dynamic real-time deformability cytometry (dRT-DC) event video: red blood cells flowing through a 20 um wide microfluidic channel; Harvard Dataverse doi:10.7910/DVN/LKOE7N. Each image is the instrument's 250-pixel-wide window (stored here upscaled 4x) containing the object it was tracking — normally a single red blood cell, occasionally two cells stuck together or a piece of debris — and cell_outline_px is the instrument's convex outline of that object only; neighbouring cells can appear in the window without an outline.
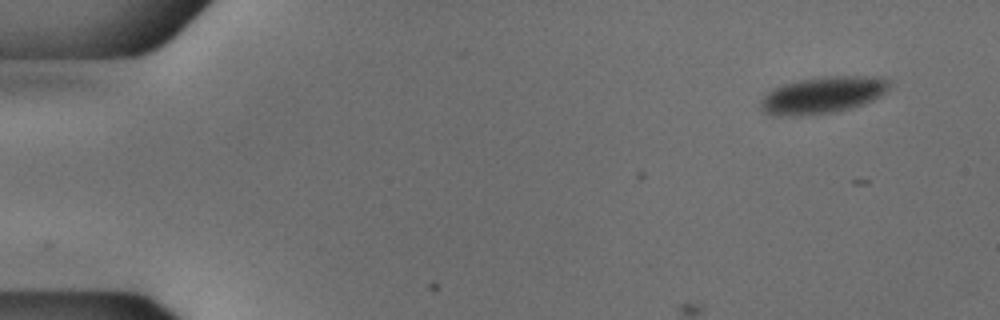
{"species": "common noctule bat (a hibernating species)", "species_latin": "Nyctalus noctula", "temperature_condition": "cold", "stored_images_in_passage": 14, "camera_frame_rate_fps": 3000, "um_per_image_px": 0.085, "animal": {"sex": "male", "body_mass_g": 18.8}, "frame": {"image": 1, "passage_image": 1, "time_ms": 0.0, "image_size_px": [1000, 320], "cell_outline_px": [[892, 84], [880, 96], [872, 100], [848, 108], [832, 112], [796, 116], [772, 116], [764, 112], [760, 108], [760, 100], [772, 88], [796, 80], [824, 76], [880, 76], [888, 80]], "centroid_in_image_um": [69.89, 8.07], "position_along_channel_um": 15.1, "area_um2": 27.63}}